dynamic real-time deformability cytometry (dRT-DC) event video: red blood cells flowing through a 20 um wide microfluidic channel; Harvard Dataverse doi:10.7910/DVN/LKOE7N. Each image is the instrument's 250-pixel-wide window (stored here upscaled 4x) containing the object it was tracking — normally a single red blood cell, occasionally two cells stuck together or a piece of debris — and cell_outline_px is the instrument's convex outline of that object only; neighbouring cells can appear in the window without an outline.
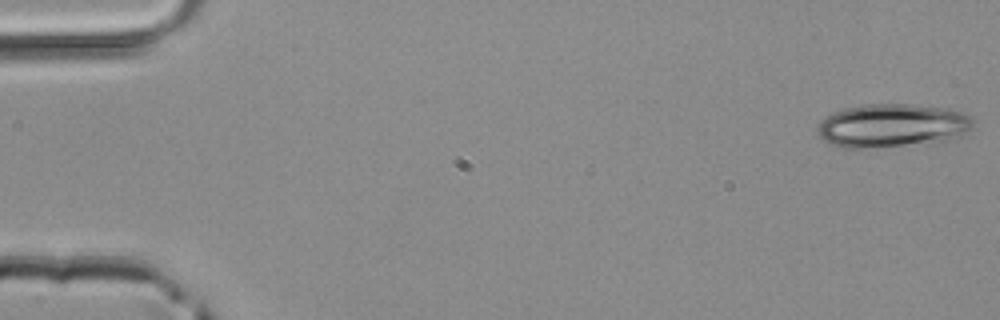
{"species": "common noctule bat (a hibernating species)", "species_latin": "Nyctalus noctula", "temperature_condition": "room temperature", "stored_images_in_passage": 4, "camera_frame_rate_fps": 3000, "um_per_image_px": 0.085, "animal": {"sex": "male", "body_mass_g": 20.4}, "frame": {"image": 1, "passage_image": 1, "time_ms": 0.0, "image_size_px": [1000, 320], "cell_outline_px": [[972, 128], [948, 140], [864, 148], [840, 148], [828, 144], [816, 132], [816, 128], [820, 120], [824, 116], [832, 112], [844, 108], [864, 104], [912, 104], [944, 108], [964, 112], [972, 120]], "centroid_in_image_um": [75.72, 10.66], "position_along_channel_um": 9.3, "area_um2": 39.3}}